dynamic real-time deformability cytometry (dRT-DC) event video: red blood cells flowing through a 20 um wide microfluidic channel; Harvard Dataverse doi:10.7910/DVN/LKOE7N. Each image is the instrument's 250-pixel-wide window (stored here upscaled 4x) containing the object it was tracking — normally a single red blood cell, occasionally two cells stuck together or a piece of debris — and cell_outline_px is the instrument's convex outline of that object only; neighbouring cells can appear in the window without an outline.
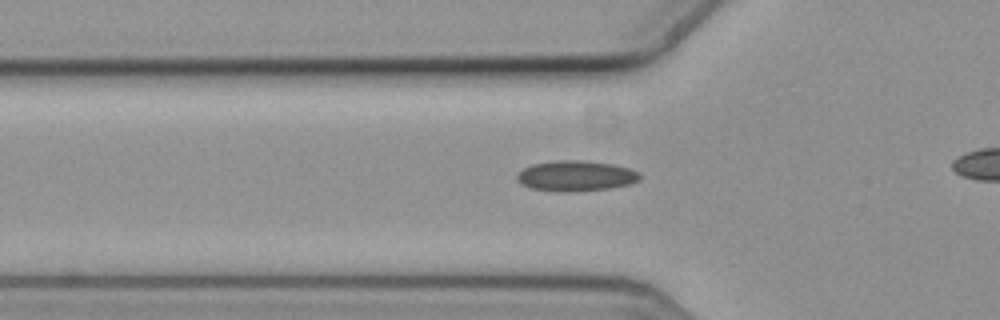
{"species": "common noctule bat (a hibernating species)", "species_latin": "Nyctalus noctula", "temperature_condition": "cold", "stored_images_in_passage": 32, "camera_frame_rate_fps": 3000, "um_per_image_px": 0.085, "animal": {"sex": "female", "body_mass_g": 19.3, "forearm_length_mm": 54.1}, "frame": {"image": 1, "passage_image": 5, "time_ms": 1.333, "image_size_px": [1000, 320], "cell_outline_px": [[640, 180], [628, 184], [608, 188], [568, 192], [556, 192], [532, 188], [520, 184], [516, 180], [516, 176], [524, 168], [532, 164], [556, 160], [580, 160], [612, 164], [628, 168], [640, 172]], "centroid_in_image_um": [48.92, 14.95], "position_along_channel_um": 76.9, "area_um2": 21.79}}
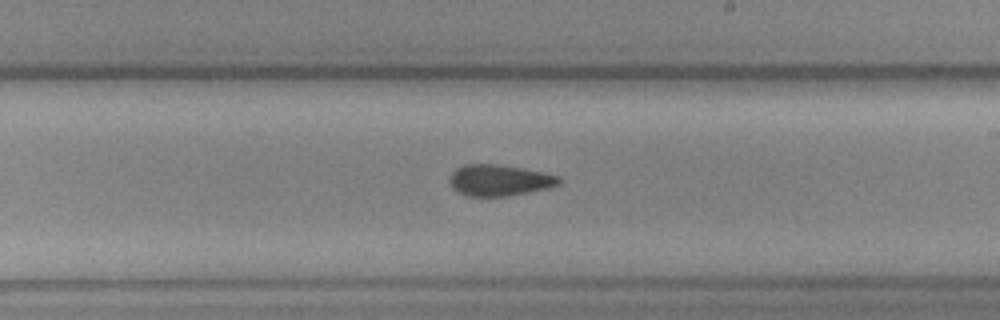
{"frame": {"image": 2, "passage_image": 19, "time_ms": 6.0, "image_size_px": [1000, 320], "cell_outline_px": [[560, 184], [548, 188], [508, 196], [468, 196], [452, 188], [448, 180], [452, 172], [456, 168], [464, 164], [496, 164], [544, 172], [560, 176]], "centroid_in_image_um": [42.43, 15.32], "position_along_channel_um": 246.6, "area_um2": 19.88}}
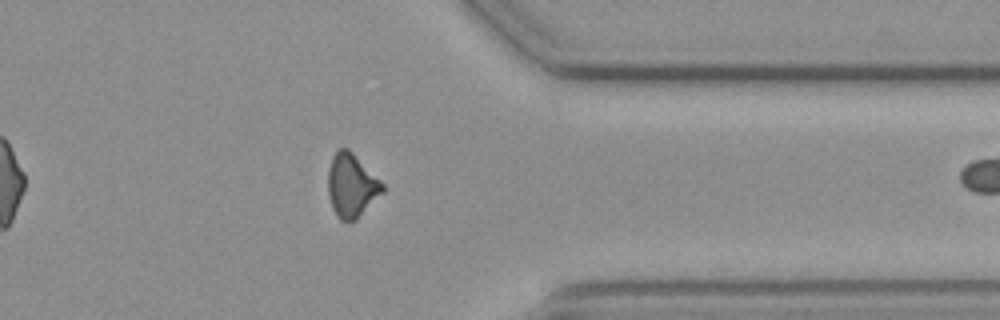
{"frame": {"image": 3, "passage_image": 31, "time_ms": 10.0, "image_size_px": [1000, 320], "cell_outline_px": [[384, 192], [356, 220], [340, 220], [336, 216], [332, 208], [328, 196], [328, 168], [332, 156], [340, 148], [348, 148], [384, 184]], "centroid_in_image_um": [29.87, 15.78], "position_along_channel_um": 381.5, "area_um2": 20.17}}